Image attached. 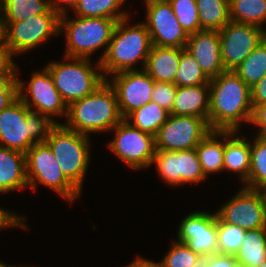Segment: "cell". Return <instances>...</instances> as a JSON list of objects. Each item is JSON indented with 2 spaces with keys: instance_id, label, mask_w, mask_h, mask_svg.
Masks as SVG:
<instances>
[{
  "instance_id": "34",
  "label": "cell",
  "mask_w": 266,
  "mask_h": 267,
  "mask_svg": "<svg viewBox=\"0 0 266 267\" xmlns=\"http://www.w3.org/2000/svg\"><path fill=\"white\" fill-rule=\"evenodd\" d=\"M217 253L235 255L243 242L246 230L233 224L222 222L217 217Z\"/></svg>"
},
{
  "instance_id": "31",
  "label": "cell",
  "mask_w": 266,
  "mask_h": 267,
  "mask_svg": "<svg viewBox=\"0 0 266 267\" xmlns=\"http://www.w3.org/2000/svg\"><path fill=\"white\" fill-rule=\"evenodd\" d=\"M250 144L251 161L248 179L244 187L266 191V140L257 135Z\"/></svg>"
},
{
  "instance_id": "19",
  "label": "cell",
  "mask_w": 266,
  "mask_h": 267,
  "mask_svg": "<svg viewBox=\"0 0 266 267\" xmlns=\"http://www.w3.org/2000/svg\"><path fill=\"white\" fill-rule=\"evenodd\" d=\"M185 49L192 54L210 79L226 71L221 60L218 31L200 30L189 35Z\"/></svg>"
},
{
  "instance_id": "48",
  "label": "cell",
  "mask_w": 266,
  "mask_h": 267,
  "mask_svg": "<svg viewBox=\"0 0 266 267\" xmlns=\"http://www.w3.org/2000/svg\"><path fill=\"white\" fill-rule=\"evenodd\" d=\"M259 267H266V260Z\"/></svg>"
},
{
  "instance_id": "35",
  "label": "cell",
  "mask_w": 266,
  "mask_h": 267,
  "mask_svg": "<svg viewBox=\"0 0 266 267\" xmlns=\"http://www.w3.org/2000/svg\"><path fill=\"white\" fill-rule=\"evenodd\" d=\"M162 259L164 267H202L203 257L185 243L175 241Z\"/></svg>"
},
{
  "instance_id": "38",
  "label": "cell",
  "mask_w": 266,
  "mask_h": 267,
  "mask_svg": "<svg viewBox=\"0 0 266 267\" xmlns=\"http://www.w3.org/2000/svg\"><path fill=\"white\" fill-rule=\"evenodd\" d=\"M18 98L17 79H0V112Z\"/></svg>"
},
{
  "instance_id": "42",
  "label": "cell",
  "mask_w": 266,
  "mask_h": 267,
  "mask_svg": "<svg viewBox=\"0 0 266 267\" xmlns=\"http://www.w3.org/2000/svg\"><path fill=\"white\" fill-rule=\"evenodd\" d=\"M250 90L252 107L266 104V74Z\"/></svg>"
},
{
  "instance_id": "14",
  "label": "cell",
  "mask_w": 266,
  "mask_h": 267,
  "mask_svg": "<svg viewBox=\"0 0 266 267\" xmlns=\"http://www.w3.org/2000/svg\"><path fill=\"white\" fill-rule=\"evenodd\" d=\"M146 5L145 25L151 43L160 47L185 48L188 35L177 20L168 0H144Z\"/></svg>"
},
{
  "instance_id": "3",
  "label": "cell",
  "mask_w": 266,
  "mask_h": 267,
  "mask_svg": "<svg viewBox=\"0 0 266 267\" xmlns=\"http://www.w3.org/2000/svg\"><path fill=\"white\" fill-rule=\"evenodd\" d=\"M56 123L30 111L18 97L0 112V146L26 153L33 144L45 143Z\"/></svg>"
},
{
  "instance_id": "6",
  "label": "cell",
  "mask_w": 266,
  "mask_h": 267,
  "mask_svg": "<svg viewBox=\"0 0 266 267\" xmlns=\"http://www.w3.org/2000/svg\"><path fill=\"white\" fill-rule=\"evenodd\" d=\"M89 141L88 135L70 130L61 123L50 130L45 140L62 173L80 192L91 158Z\"/></svg>"
},
{
  "instance_id": "11",
  "label": "cell",
  "mask_w": 266,
  "mask_h": 267,
  "mask_svg": "<svg viewBox=\"0 0 266 267\" xmlns=\"http://www.w3.org/2000/svg\"><path fill=\"white\" fill-rule=\"evenodd\" d=\"M216 214L222 222L246 231L266 228V191L243 187Z\"/></svg>"
},
{
  "instance_id": "40",
  "label": "cell",
  "mask_w": 266,
  "mask_h": 267,
  "mask_svg": "<svg viewBox=\"0 0 266 267\" xmlns=\"http://www.w3.org/2000/svg\"><path fill=\"white\" fill-rule=\"evenodd\" d=\"M237 265L235 256L221 253L204 257L202 261V267H236Z\"/></svg>"
},
{
  "instance_id": "32",
  "label": "cell",
  "mask_w": 266,
  "mask_h": 267,
  "mask_svg": "<svg viewBox=\"0 0 266 267\" xmlns=\"http://www.w3.org/2000/svg\"><path fill=\"white\" fill-rule=\"evenodd\" d=\"M125 0H79L74 9L76 16L104 17L120 21L129 16L127 12H118Z\"/></svg>"
},
{
  "instance_id": "29",
  "label": "cell",
  "mask_w": 266,
  "mask_h": 267,
  "mask_svg": "<svg viewBox=\"0 0 266 267\" xmlns=\"http://www.w3.org/2000/svg\"><path fill=\"white\" fill-rule=\"evenodd\" d=\"M230 19L233 22L263 28L266 22V0H231Z\"/></svg>"
},
{
  "instance_id": "4",
  "label": "cell",
  "mask_w": 266,
  "mask_h": 267,
  "mask_svg": "<svg viewBox=\"0 0 266 267\" xmlns=\"http://www.w3.org/2000/svg\"><path fill=\"white\" fill-rule=\"evenodd\" d=\"M128 20L129 16L117 21L107 52L100 62L105 79L107 74L139 70L133 66L140 60L143 68L145 66L152 47L150 34L144 22L129 27Z\"/></svg>"
},
{
  "instance_id": "16",
  "label": "cell",
  "mask_w": 266,
  "mask_h": 267,
  "mask_svg": "<svg viewBox=\"0 0 266 267\" xmlns=\"http://www.w3.org/2000/svg\"><path fill=\"white\" fill-rule=\"evenodd\" d=\"M154 163L161 178L171 186L206 181L195 148L175 152L155 150Z\"/></svg>"
},
{
  "instance_id": "1",
  "label": "cell",
  "mask_w": 266,
  "mask_h": 267,
  "mask_svg": "<svg viewBox=\"0 0 266 267\" xmlns=\"http://www.w3.org/2000/svg\"><path fill=\"white\" fill-rule=\"evenodd\" d=\"M208 124L211 130L238 131L252 116L250 87L233 71L210 79Z\"/></svg>"
},
{
  "instance_id": "47",
  "label": "cell",
  "mask_w": 266,
  "mask_h": 267,
  "mask_svg": "<svg viewBox=\"0 0 266 267\" xmlns=\"http://www.w3.org/2000/svg\"><path fill=\"white\" fill-rule=\"evenodd\" d=\"M0 267H16V266H9V265L0 261ZM18 267H20V266H18ZM21 267H23V266H21Z\"/></svg>"
},
{
  "instance_id": "18",
  "label": "cell",
  "mask_w": 266,
  "mask_h": 267,
  "mask_svg": "<svg viewBox=\"0 0 266 267\" xmlns=\"http://www.w3.org/2000/svg\"><path fill=\"white\" fill-rule=\"evenodd\" d=\"M113 86L123 118L152 99L154 80L143 70L124 71L107 79Z\"/></svg>"
},
{
  "instance_id": "33",
  "label": "cell",
  "mask_w": 266,
  "mask_h": 267,
  "mask_svg": "<svg viewBox=\"0 0 266 267\" xmlns=\"http://www.w3.org/2000/svg\"><path fill=\"white\" fill-rule=\"evenodd\" d=\"M210 78L201 69L192 54L184 49L181 52L178 70L175 74L174 84L177 87L209 84Z\"/></svg>"
},
{
  "instance_id": "46",
  "label": "cell",
  "mask_w": 266,
  "mask_h": 267,
  "mask_svg": "<svg viewBox=\"0 0 266 267\" xmlns=\"http://www.w3.org/2000/svg\"><path fill=\"white\" fill-rule=\"evenodd\" d=\"M4 46V42H3V35L2 32L0 31V49Z\"/></svg>"
},
{
  "instance_id": "24",
  "label": "cell",
  "mask_w": 266,
  "mask_h": 267,
  "mask_svg": "<svg viewBox=\"0 0 266 267\" xmlns=\"http://www.w3.org/2000/svg\"><path fill=\"white\" fill-rule=\"evenodd\" d=\"M217 137L224 138L219 141ZM225 130H211L196 146L202 170L207 177L210 173L223 171Z\"/></svg>"
},
{
  "instance_id": "44",
  "label": "cell",
  "mask_w": 266,
  "mask_h": 267,
  "mask_svg": "<svg viewBox=\"0 0 266 267\" xmlns=\"http://www.w3.org/2000/svg\"><path fill=\"white\" fill-rule=\"evenodd\" d=\"M79 0H50L51 8L59 15L67 14V8L75 9ZM66 4V5H64ZM64 5V6H63ZM68 6V7H67Z\"/></svg>"
},
{
  "instance_id": "23",
  "label": "cell",
  "mask_w": 266,
  "mask_h": 267,
  "mask_svg": "<svg viewBox=\"0 0 266 267\" xmlns=\"http://www.w3.org/2000/svg\"><path fill=\"white\" fill-rule=\"evenodd\" d=\"M235 133H237V131L225 130L223 170H228V173L231 171L237 172L240 174L239 178L245 182L248 179L250 169V142H246L245 137H236Z\"/></svg>"
},
{
  "instance_id": "27",
  "label": "cell",
  "mask_w": 266,
  "mask_h": 267,
  "mask_svg": "<svg viewBox=\"0 0 266 267\" xmlns=\"http://www.w3.org/2000/svg\"><path fill=\"white\" fill-rule=\"evenodd\" d=\"M169 116L170 112L155 102L150 101L146 105L129 113L124 120L131 126L155 137L159 128L168 120Z\"/></svg>"
},
{
  "instance_id": "5",
  "label": "cell",
  "mask_w": 266,
  "mask_h": 267,
  "mask_svg": "<svg viewBox=\"0 0 266 267\" xmlns=\"http://www.w3.org/2000/svg\"><path fill=\"white\" fill-rule=\"evenodd\" d=\"M67 16L68 13L60 16V32L64 29L67 38L65 56L89 59L95 50L105 46L103 55L97 60L101 62L107 52L117 21L104 17L81 16L69 20Z\"/></svg>"
},
{
  "instance_id": "25",
  "label": "cell",
  "mask_w": 266,
  "mask_h": 267,
  "mask_svg": "<svg viewBox=\"0 0 266 267\" xmlns=\"http://www.w3.org/2000/svg\"><path fill=\"white\" fill-rule=\"evenodd\" d=\"M41 14H57L51 8L50 0L0 1V22H17Z\"/></svg>"
},
{
  "instance_id": "30",
  "label": "cell",
  "mask_w": 266,
  "mask_h": 267,
  "mask_svg": "<svg viewBox=\"0 0 266 267\" xmlns=\"http://www.w3.org/2000/svg\"><path fill=\"white\" fill-rule=\"evenodd\" d=\"M250 88L266 74V38L233 70Z\"/></svg>"
},
{
  "instance_id": "22",
  "label": "cell",
  "mask_w": 266,
  "mask_h": 267,
  "mask_svg": "<svg viewBox=\"0 0 266 267\" xmlns=\"http://www.w3.org/2000/svg\"><path fill=\"white\" fill-rule=\"evenodd\" d=\"M185 48L152 45L142 68L154 81L174 83L181 52Z\"/></svg>"
},
{
  "instance_id": "20",
  "label": "cell",
  "mask_w": 266,
  "mask_h": 267,
  "mask_svg": "<svg viewBox=\"0 0 266 267\" xmlns=\"http://www.w3.org/2000/svg\"><path fill=\"white\" fill-rule=\"evenodd\" d=\"M209 102V84L177 87L170 114L200 117L208 122Z\"/></svg>"
},
{
  "instance_id": "8",
  "label": "cell",
  "mask_w": 266,
  "mask_h": 267,
  "mask_svg": "<svg viewBox=\"0 0 266 267\" xmlns=\"http://www.w3.org/2000/svg\"><path fill=\"white\" fill-rule=\"evenodd\" d=\"M28 187L36 190L37 182L55 190L70 203L81 192L65 177L52 150L46 143H36L25 153Z\"/></svg>"
},
{
  "instance_id": "45",
  "label": "cell",
  "mask_w": 266,
  "mask_h": 267,
  "mask_svg": "<svg viewBox=\"0 0 266 267\" xmlns=\"http://www.w3.org/2000/svg\"><path fill=\"white\" fill-rule=\"evenodd\" d=\"M126 267H164L163 262L155 263L154 261L145 258L137 257L131 264Z\"/></svg>"
},
{
  "instance_id": "43",
  "label": "cell",
  "mask_w": 266,
  "mask_h": 267,
  "mask_svg": "<svg viewBox=\"0 0 266 267\" xmlns=\"http://www.w3.org/2000/svg\"><path fill=\"white\" fill-rule=\"evenodd\" d=\"M259 126L258 135L266 132V104L257 105L253 107L250 124Z\"/></svg>"
},
{
  "instance_id": "12",
  "label": "cell",
  "mask_w": 266,
  "mask_h": 267,
  "mask_svg": "<svg viewBox=\"0 0 266 267\" xmlns=\"http://www.w3.org/2000/svg\"><path fill=\"white\" fill-rule=\"evenodd\" d=\"M18 84V97L28 107L30 111L38 112L40 114L48 116L56 124L59 122L55 121L51 116L56 117L68 115V106L64 102L60 92L55 87L53 78L49 70L45 67L43 71L33 72L31 80L28 82V86L24 91L25 84L23 81L17 78ZM35 108L33 110V108Z\"/></svg>"
},
{
  "instance_id": "2",
  "label": "cell",
  "mask_w": 266,
  "mask_h": 267,
  "mask_svg": "<svg viewBox=\"0 0 266 267\" xmlns=\"http://www.w3.org/2000/svg\"><path fill=\"white\" fill-rule=\"evenodd\" d=\"M122 117L116 92L106 79L97 89L68 107V129L81 134L112 131Z\"/></svg>"
},
{
  "instance_id": "41",
  "label": "cell",
  "mask_w": 266,
  "mask_h": 267,
  "mask_svg": "<svg viewBox=\"0 0 266 267\" xmlns=\"http://www.w3.org/2000/svg\"><path fill=\"white\" fill-rule=\"evenodd\" d=\"M25 220L24 217L22 216H17L14 213H10V211H6L3 208H0V229H4L6 227H21L24 229H28L27 225H25V223H23V221Z\"/></svg>"
},
{
  "instance_id": "10",
  "label": "cell",
  "mask_w": 266,
  "mask_h": 267,
  "mask_svg": "<svg viewBox=\"0 0 266 267\" xmlns=\"http://www.w3.org/2000/svg\"><path fill=\"white\" fill-rule=\"evenodd\" d=\"M112 130L115 137L107 145L118 158L134 170L152 165L156 150L153 135L131 126L124 119Z\"/></svg>"
},
{
  "instance_id": "26",
  "label": "cell",
  "mask_w": 266,
  "mask_h": 267,
  "mask_svg": "<svg viewBox=\"0 0 266 267\" xmlns=\"http://www.w3.org/2000/svg\"><path fill=\"white\" fill-rule=\"evenodd\" d=\"M234 256L244 267H259L266 260V228L247 230Z\"/></svg>"
},
{
  "instance_id": "17",
  "label": "cell",
  "mask_w": 266,
  "mask_h": 267,
  "mask_svg": "<svg viewBox=\"0 0 266 267\" xmlns=\"http://www.w3.org/2000/svg\"><path fill=\"white\" fill-rule=\"evenodd\" d=\"M178 241L185 243L194 252L204 257L217 253V214L196 211L180 223Z\"/></svg>"
},
{
  "instance_id": "37",
  "label": "cell",
  "mask_w": 266,
  "mask_h": 267,
  "mask_svg": "<svg viewBox=\"0 0 266 267\" xmlns=\"http://www.w3.org/2000/svg\"><path fill=\"white\" fill-rule=\"evenodd\" d=\"M176 92L177 86L174 83L155 81L152 89L151 101L166 109L168 112H171Z\"/></svg>"
},
{
  "instance_id": "36",
  "label": "cell",
  "mask_w": 266,
  "mask_h": 267,
  "mask_svg": "<svg viewBox=\"0 0 266 267\" xmlns=\"http://www.w3.org/2000/svg\"><path fill=\"white\" fill-rule=\"evenodd\" d=\"M183 30L187 35L201 30L196 0H168Z\"/></svg>"
},
{
  "instance_id": "39",
  "label": "cell",
  "mask_w": 266,
  "mask_h": 267,
  "mask_svg": "<svg viewBox=\"0 0 266 267\" xmlns=\"http://www.w3.org/2000/svg\"><path fill=\"white\" fill-rule=\"evenodd\" d=\"M6 47L0 49V79H17L18 67Z\"/></svg>"
},
{
  "instance_id": "9",
  "label": "cell",
  "mask_w": 266,
  "mask_h": 267,
  "mask_svg": "<svg viewBox=\"0 0 266 267\" xmlns=\"http://www.w3.org/2000/svg\"><path fill=\"white\" fill-rule=\"evenodd\" d=\"M4 47L13 55L23 54L60 34V16L41 14L17 22H0Z\"/></svg>"
},
{
  "instance_id": "15",
  "label": "cell",
  "mask_w": 266,
  "mask_h": 267,
  "mask_svg": "<svg viewBox=\"0 0 266 267\" xmlns=\"http://www.w3.org/2000/svg\"><path fill=\"white\" fill-rule=\"evenodd\" d=\"M218 32L225 70H234L266 38L264 28L233 21Z\"/></svg>"
},
{
  "instance_id": "21",
  "label": "cell",
  "mask_w": 266,
  "mask_h": 267,
  "mask_svg": "<svg viewBox=\"0 0 266 267\" xmlns=\"http://www.w3.org/2000/svg\"><path fill=\"white\" fill-rule=\"evenodd\" d=\"M28 187L25 153L0 146V193Z\"/></svg>"
},
{
  "instance_id": "49",
  "label": "cell",
  "mask_w": 266,
  "mask_h": 267,
  "mask_svg": "<svg viewBox=\"0 0 266 267\" xmlns=\"http://www.w3.org/2000/svg\"><path fill=\"white\" fill-rule=\"evenodd\" d=\"M266 140V132L261 135Z\"/></svg>"
},
{
  "instance_id": "28",
  "label": "cell",
  "mask_w": 266,
  "mask_h": 267,
  "mask_svg": "<svg viewBox=\"0 0 266 267\" xmlns=\"http://www.w3.org/2000/svg\"><path fill=\"white\" fill-rule=\"evenodd\" d=\"M196 6L201 30L220 31L231 21L228 0H196Z\"/></svg>"
},
{
  "instance_id": "7",
  "label": "cell",
  "mask_w": 266,
  "mask_h": 267,
  "mask_svg": "<svg viewBox=\"0 0 266 267\" xmlns=\"http://www.w3.org/2000/svg\"><path fill=\"white\" fill-rule=\"evenodd\" d=\"M64 59L73 62H50L46 68L53 78L55 87L69 107L73 102L91 94L106 79L103 76L100 62L95 65L96 69H99L96 70L90 59L66 56Z\"/></svg>"
},
{
  "instance_id": "13",
  "label": "cell",
  "mask_w": 266,
  "mask_h": 267,
  "mask_svg": "<svg viewBox=\"0 0 266 267\" xmlns=\"http://www.w3.org/2000/svg\"><path fill=\"white\" fill-rule=\"evenodd\" d=\"M210 131L204 118L170 114L155 136V149L174 152L193 149Z\"/></svg>"
}]
</instances>
